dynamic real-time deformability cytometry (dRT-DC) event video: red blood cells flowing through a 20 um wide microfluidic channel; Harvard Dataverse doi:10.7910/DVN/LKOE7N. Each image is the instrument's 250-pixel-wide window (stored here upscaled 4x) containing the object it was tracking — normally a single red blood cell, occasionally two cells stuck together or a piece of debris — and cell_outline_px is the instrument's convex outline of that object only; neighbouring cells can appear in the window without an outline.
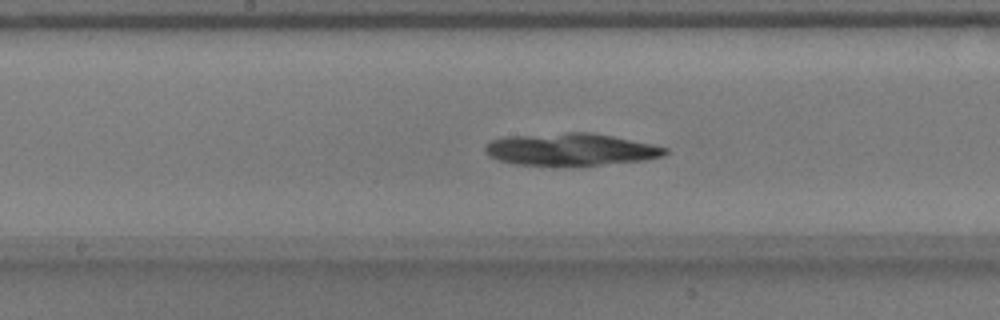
{"species": "common noctule bat (a hibernating species)", "species_latin": "Nyctalus noctula", "temperature_condition": "warm", "stored_images_in_passage": 50, "segment_of_instrument_passage": [1, 2], "camera_frame_rate_fps": 3000, "um_per_image_px": 0.085, "animal": {"sex": "male", "body_mass_g": 17.9}, "frame": {"image": 1, "passage_image": 23, "time_ms": 7.333, "image_size_px": [1000, 320], "cell_outline_px": [[668, 152], [664, 156], [644, 160], [600, 164], [512, 164], [496, 160], [488, 156], [484, 152], [484, 148], [492, 140], [504, 136], [568, 132], [588, 132], [612, 136], [652, 144], [668, 148]], "centroid_in_image_um": [48.48, 12.68], "position_along_channel_um": 199.7, "area_um2": 33.47}}
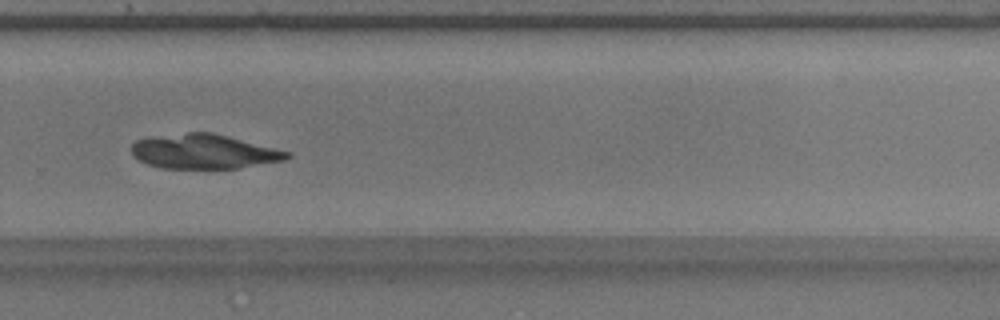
{"frame": {"image": 2, "passage_image": 32, "time_ms": 10.333, "image_size_px": [1000, 320], "cell_outline_px": [[292, 156], [284, 160], [240, 168], [160, 168], [148, 164], [132, 156], [132, 144], [136, 140], [152, 136], [188, 132], [212, 132], [292, 152]], "centroid_in_image_um": [17.34, 12.87], "position_along_channel_um": 312.5, "area_um2": 31.39}}
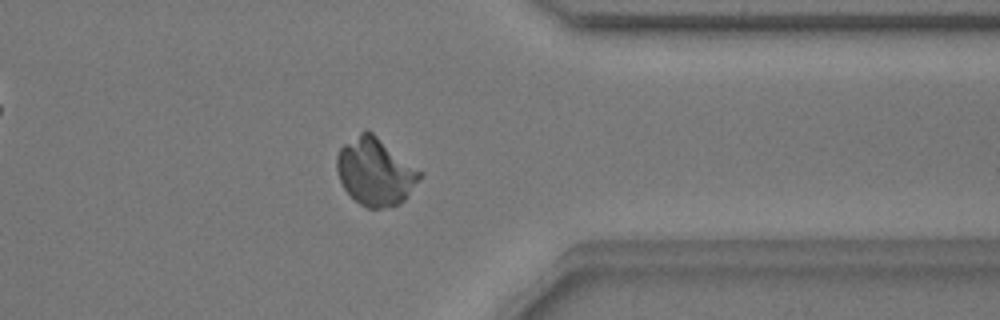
{"frame": {"image": 3, "passage_image": 38, "time_ms": 12.333, "image_size_px": [1000, 320], "cell_outline_px": [[424, 176], [408, 196], [404, 200], [396, 204], [380, 208], [368, 208], [360, 204], [344, 188], [340, 180], [336, 168], [336, 156], [340, 148], [344, 144], [364, 128], [368, 128], [424, 172]], "centroid_in_image_um": [31.93, 14.55], "position_along_channel_um": 379.5, "area_um2": 33.0}}